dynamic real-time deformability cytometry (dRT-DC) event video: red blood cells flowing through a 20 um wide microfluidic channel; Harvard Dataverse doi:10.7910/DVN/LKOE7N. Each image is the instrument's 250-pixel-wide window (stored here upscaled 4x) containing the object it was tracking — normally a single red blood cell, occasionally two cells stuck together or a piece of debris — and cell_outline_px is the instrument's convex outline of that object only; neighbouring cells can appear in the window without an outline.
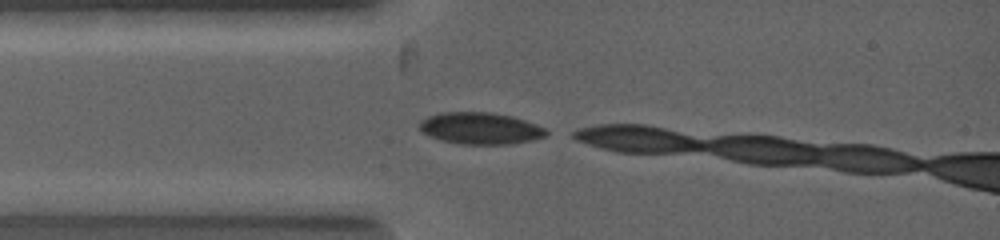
{"species": "common noctule bat (a hibernating species)", "species_latin": "Nyctalus noctula", "temperature_condition": "warm", "stored_images_in_passage": 3, "camera_frame_rate_fps": 5000, "um_per_image_px": 0.085, "animal": {"sex": "female", "body_mass_g": 19.0, "forearm_length_mm": 53.3}, "frame": {"image": 1, "passage_image": 1, "time_ms": 0.0, "image_size_px": [1000, 240], "cell_outline_px": [[548, 136], [536, 140], [512, 144], [460, 144], [440, 140], [428, 136], [416, 124], [420, 120], [428, 116], [440, 112], [492, 112], [512, 116], [536, 124], [544, 128], [548, 132]], "centroid_in_image_um": [40.83, 10.91], "position_along_channel_um": 44.2, "area_um2": 23.81}}